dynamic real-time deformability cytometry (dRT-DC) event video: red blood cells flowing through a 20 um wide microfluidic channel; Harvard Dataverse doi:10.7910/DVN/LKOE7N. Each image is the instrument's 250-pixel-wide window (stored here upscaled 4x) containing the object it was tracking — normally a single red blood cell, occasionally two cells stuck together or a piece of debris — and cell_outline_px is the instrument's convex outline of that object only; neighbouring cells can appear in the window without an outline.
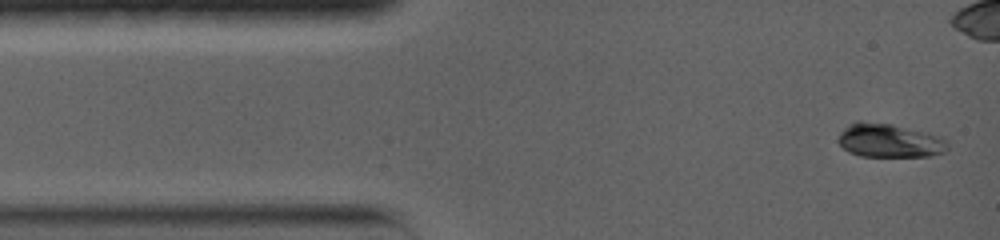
{"species": "common noctule bat (a hibernating species)", "species_latin": "Nyctalus noctula", "temperature_condition": "warm", "stored_images_in_passage": 27, "camera_frame_rate_fps": 5000, "um_per_image_px": 0.085, "animal": {"sex": "female", "body_mass_g": 19.0, "forearm_length_mm": 56.7}, "frame": {"image": 1, "passage_image": 1, "time_ms": 0.0, "image_size_px": [1000, 240], "cell_outline_px": [[948, 148], [944, 152], [932, 156], [860, 156], [848, 152], [836, 140], [840, 132], [848, 124], [856, 120], [860, 120], [892, 124], [928, 132], [944, 136], [948, 144]], "centroid_in_image_um": [75.6, 11.93], "position_along_channel_um": 9.4, "area_um2": 21.96}}